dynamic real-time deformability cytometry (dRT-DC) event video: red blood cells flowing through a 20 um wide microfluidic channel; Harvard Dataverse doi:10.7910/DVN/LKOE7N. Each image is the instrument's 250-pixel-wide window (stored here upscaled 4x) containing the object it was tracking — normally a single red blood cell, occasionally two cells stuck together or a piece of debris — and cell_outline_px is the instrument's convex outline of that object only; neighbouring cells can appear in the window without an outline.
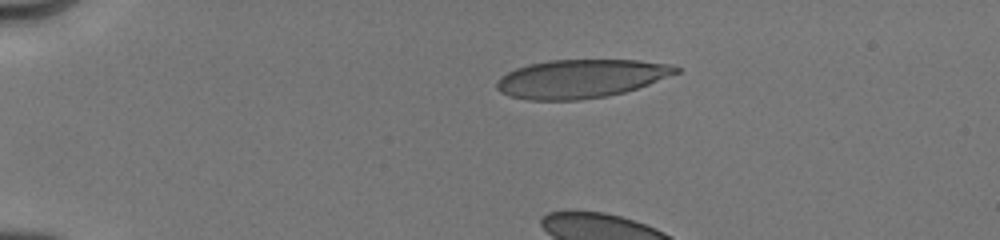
{"species": "human", "species_latin": "Homo sapiens", "temperature_condition": "cold", "stored_images_in_passage": 15, "camera_frame_rate_fps": 3000, "um_per_image_px": 0.085, "donor": {"sex": "male"}, "frame": {"image": 1, "passage_image": 1, "time_ms": 0.0, "image_size_px": [1000, 240], "cell_outline_px": [[680, 72], [648, 84], [624, 92], [608, 96], [580, 100], [528, 100], [512, 96], [500, 92], [496, 88], [496, 84], [500, 76], [516, 68], [528, 64], [548, 60], [640, 60], [672, 64], [680, 68]], "centroid_in_image_um": [49.38, 6.68], "position_along_channel_um": 35.6, "area_um2": 40.29}}